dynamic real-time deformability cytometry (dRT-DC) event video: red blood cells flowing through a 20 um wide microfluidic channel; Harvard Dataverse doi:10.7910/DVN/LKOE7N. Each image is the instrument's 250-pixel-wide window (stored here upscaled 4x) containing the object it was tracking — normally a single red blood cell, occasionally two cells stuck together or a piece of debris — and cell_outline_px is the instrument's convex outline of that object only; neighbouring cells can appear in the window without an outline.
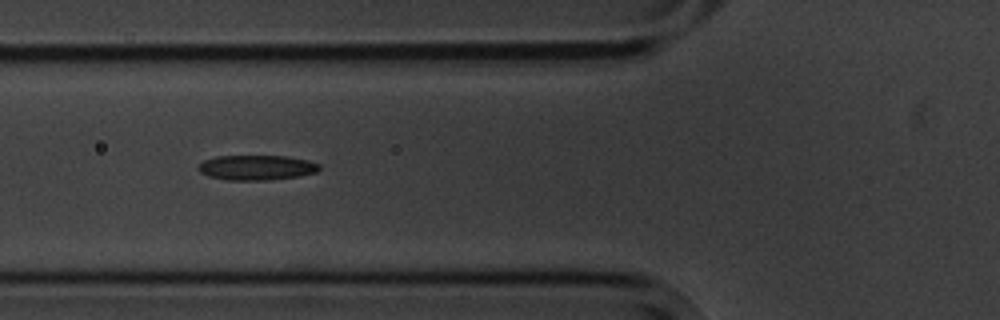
{"species": "common noctule bat (a hibernating species)", "species_latin": "Nyctalus noctula", "temperature_condition": "cold", "stored_images_in_passage": 9, "camera_frame_rate_fps": 3000, "um_per_image_px": 0.085, "animal": {"sex": "male", "body_mass_g": 20.1, "forearm_length_mm": 53.5}, "frame": {"image": 1, "passage_image": 6, "time_ms": 5.667, "image_size_px": [1000, 320], "cell_outline_px": [[320, 168], [316, 172], [300, 176], [268, 180], [228, 180], [208, 176], [200, 172], [196, 168], [204, 160], [216, 156], [288, 156], [308, 160], [320, 164]], "centroid_in_image_um": [21.81, 14.24], "position_along_channel_um": 104.0, "area_um2": 17.69}}
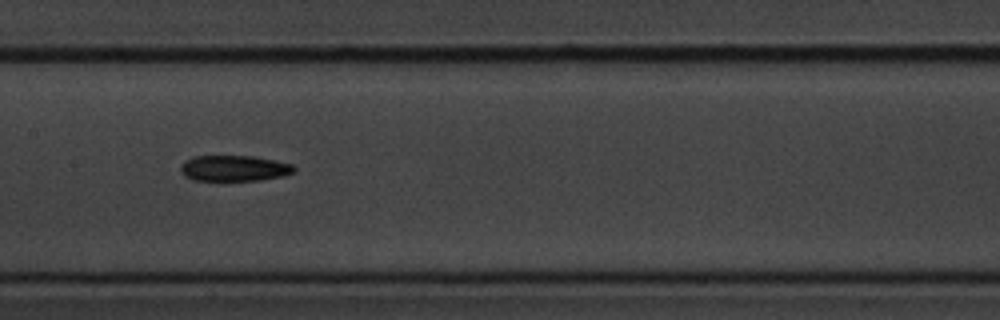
{"frame": {"image": 2, "passage_image": 8, "time_ms": 8.0, "image_size_px": [1000, 320], "cell_outline_px": [[296, 168], [292, 172], [284, 176], [260, 180], [220, 184], [192, 180], [184, 176], [180, 172], [180, 168], [188, 160], [196, 156], [252, 156], [292, 164]], "centroid_in_image_um": [19.86, 14.37], "position_along_channel_um": 187.5, "area_um2": 17.8}}
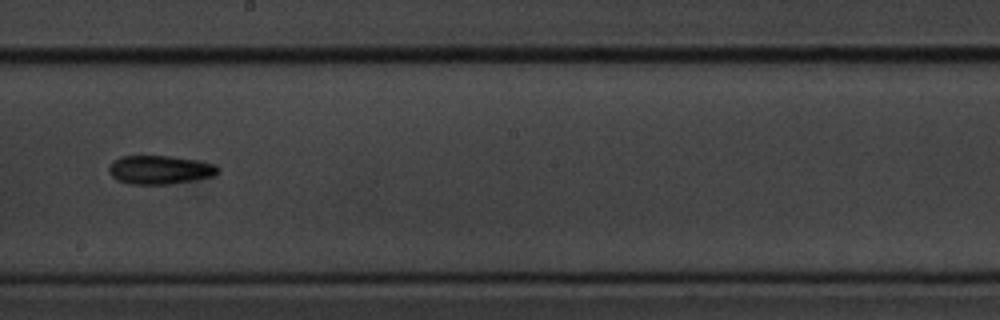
{"frame": {"image": 3, "passage_image": 9, "time_ms": 9.333, "image_size_px": [1000, 320], "cell_outline_px": [[220, 172], [216, 176], [168, 184], [132, 184], [116, 180], [108, 172], [108, 168], [112, 160], [120, 156], [172, 156], [196, 160], [216, 164], [220, 168]], "centroid_in_image_um": [13.6, 14.42], "position_along_channel_um": 234.6, "area_um2": 18.44}}